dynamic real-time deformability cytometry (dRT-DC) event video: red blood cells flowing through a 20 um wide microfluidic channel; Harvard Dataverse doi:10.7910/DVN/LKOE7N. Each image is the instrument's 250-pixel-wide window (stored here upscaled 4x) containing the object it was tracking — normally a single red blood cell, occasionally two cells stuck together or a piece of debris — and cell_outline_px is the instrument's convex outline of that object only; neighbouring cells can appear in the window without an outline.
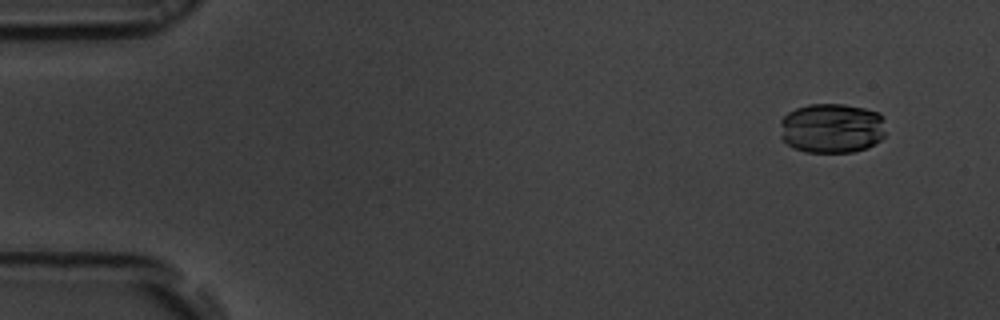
{"species": "common noctule bat (a hibernating species)", "species_latin": "Nyctalus noctula", "temperature_condition": "room temperature", "stored_images_in_passage": 56, "camera_frame_rate_fps": 3000, "um_per_image_px": 0.085, "animal": {"sex": "male", "body_mass_g": 19.5, "forearm_length_mm": 54.6}, "frame": {"image": 1, "passage_image": 5, "time_ms": 1.333, "image_size_px": [1000, 320], "cell_outline_px": [[884, 136], [880, 140], [868, 148], [852, 152], [804, 152], [792, 148], [780, 136], [780, 120], [788, 112], [796, 108], [808, 104], [844, 104], [864, 108], [880, 112], [884, 116]], "centroid_in_image_um": [70.7, 10.89], "position_along_channel_um": 14.3, "area_um2": 31.21}}